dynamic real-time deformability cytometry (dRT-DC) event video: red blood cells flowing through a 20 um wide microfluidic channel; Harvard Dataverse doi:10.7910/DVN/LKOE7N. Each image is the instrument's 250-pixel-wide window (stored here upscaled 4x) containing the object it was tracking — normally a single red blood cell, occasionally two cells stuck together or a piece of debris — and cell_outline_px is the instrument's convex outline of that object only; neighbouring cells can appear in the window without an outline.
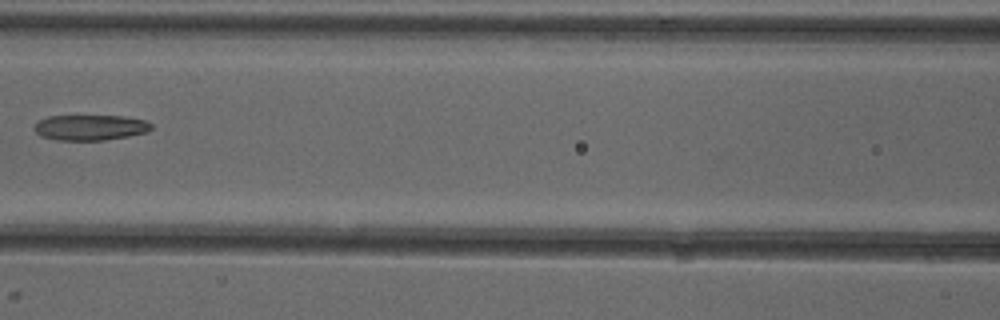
{"species": "common noctule bat (a hibernating species)", "species_latin": "Nyctalus noctula", "temperature_condition": "cold", "stored_images_in_passage": 8, "camera_frame_rate_fps": 3000, "um_per_image_px": 0.085, "animal": {"sex": "female"}, "frame": {"image": 1, "passage_image": 7, "time_ms": 7.0, "image_size_px": [1000, 320], "cell_outline_px": [[152, 128], [148, 132], [128, 136], [104, 140], [56, 140], [40, 136], [36, 132], [36, 124], [40, 120], [48, 116], [124, 116], [144, 120], [152, 124]], "centroid_in_image_um": [7.7, 10.84], "position_along_channel_um": 158.9, "area_um2": 17.28}}
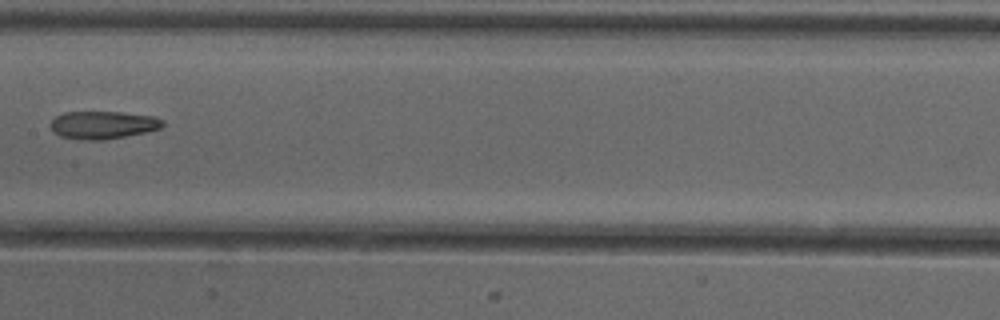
{"frame": {"image": 2, "passage_image": 8, "time_ms": 8.0, "image_size_px": [1000, 320], "cell_outline_px": [[164, 124], [160, 128], [148, 132], [100, 140], [88, 140], [60, 136], [52, 128], [52, 120], [56, 116], [64, 112], [120, 112], [152, 116], [164, 120]], "centroid_in_image_um": [8.79, 10.61], "position_along_channel_um": 198.6, "area_um2": 17.86}}